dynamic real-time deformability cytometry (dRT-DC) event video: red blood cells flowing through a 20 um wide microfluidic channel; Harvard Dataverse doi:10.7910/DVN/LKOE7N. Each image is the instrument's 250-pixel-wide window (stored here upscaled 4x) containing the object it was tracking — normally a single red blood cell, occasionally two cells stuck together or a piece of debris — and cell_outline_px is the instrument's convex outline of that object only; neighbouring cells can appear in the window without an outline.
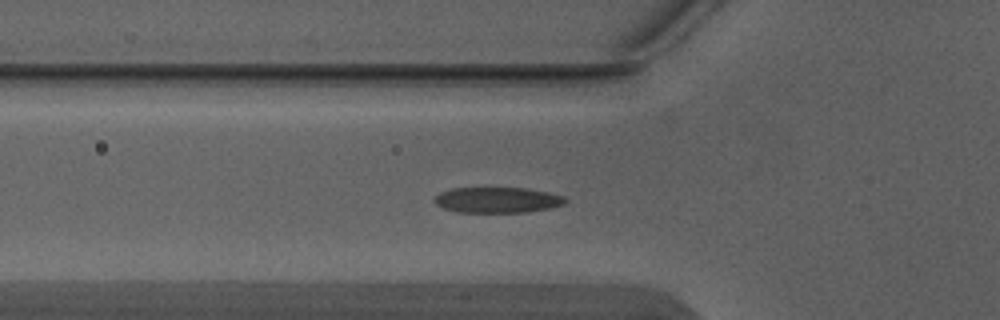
{"species": "Egyptian fruit bat (a non-hibernating species)", "species_latin": "Rousettus aegyptiacus", "temperature_condition": "warm", "stored_images_in_passage": 4, "camera_frame_rate_fps": 3000, "um_per_image_px": 0.085, "animal": {"sex": "male"}, "frame": {"image": 1, "passage_image": 4, "time_ms": 1.0, "image_size_px": [1000, 320], "cell_outline_px": [[568, 200], [564, 204], [552, 208], [528, 212], [456, 212], [444, 208], [436, 204], [432, 200], [440, 192], [452, 188], [524, 188], [548, 192], [564, 196]], "centroid_in_image_um": [42.29, 17.0], "position_along_channel_um": 83.5, "area_um2": 19.65}}